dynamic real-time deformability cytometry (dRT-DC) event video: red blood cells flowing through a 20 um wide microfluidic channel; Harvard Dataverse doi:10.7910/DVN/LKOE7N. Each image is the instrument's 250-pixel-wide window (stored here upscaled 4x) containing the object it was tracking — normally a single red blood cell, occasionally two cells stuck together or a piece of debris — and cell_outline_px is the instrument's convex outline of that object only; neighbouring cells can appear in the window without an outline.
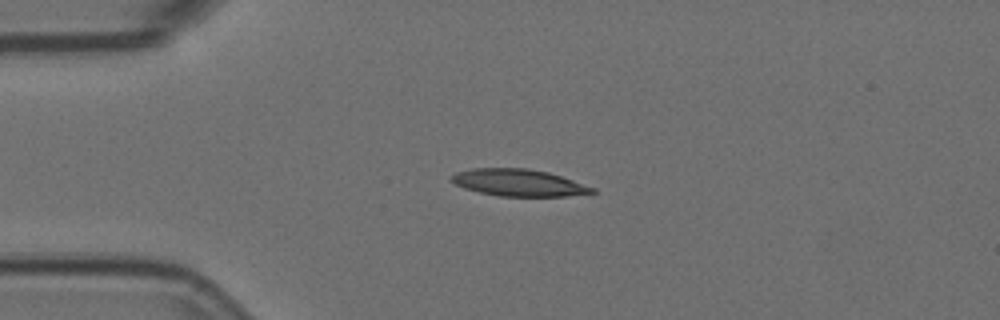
{"species": "Egyptian fruit bat (a non-hibernating species)", "species_latin": "Rousettus aegyptiacus", "temperature_condition": "room temperature", "stored_images_in_passage": 26, "camera_frame_rate_fps": 3000, "um_per_image_px": 0.085, "animal": {"sex": "female"}, "frame": {"image": 1, "passage_image": 1, "time_ms": 0.0, "image_size_px": [1000, 320], "cell_outline_px": [[596, 192], [564, 196], [500, 196], [480, 192], [464, 188], [448, 180], [448, 176], [456, 172], [472, 168], [528, 168], [548, 172], [596, 188]], "centroid_in_image_um": [44.03, 15.52], "position_along_channel_um": 41.0, "area_um2": 22.08}}
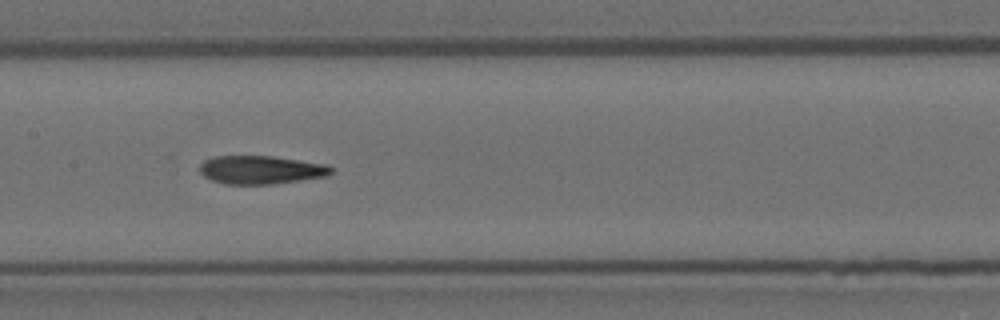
{"frame": {"image": 2, "passage_image": 15, "time_ms": 4.667, "image_size_px": [1000, 320], "cell_outline_px": [[336, 168], [332, 172], [324, 176], [300, 180], [272, 184], [224, 184], [212, 180], [204, 176], [200, 172], [200, 164], [204, 160], [216, 156], [272, 156], [328, 164]], "centroid_in_image_um": [22.19, 14.43], "position_along_channel_um": 185.2, "area_um2": 21.73}}
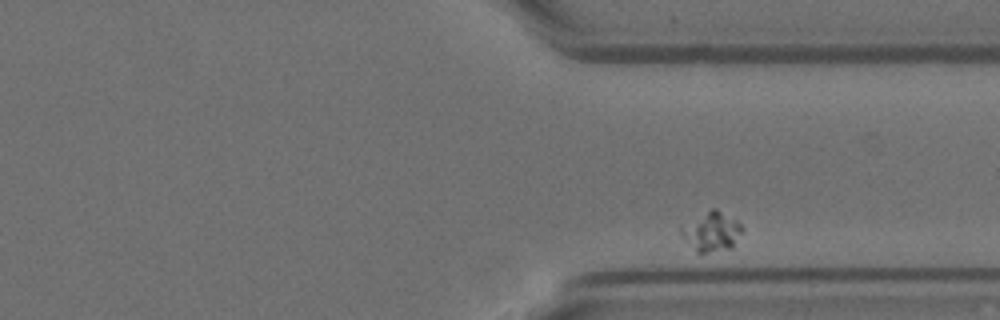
{"frame": {"image": 3, "passage_image": 26, "time_ms": 8.333, "image_size_px": [1000, 320], "cell_outline_px": [[744, 232], [732, 248], [700, 256], [680, 236], [680, 228], [712, 208], [716, 208], [736, 220], [744, 228]], "centroid_in_image_um": [60.51, 19.76], "position_along_channel_um": 350.9, "area_um2": 14.33}}